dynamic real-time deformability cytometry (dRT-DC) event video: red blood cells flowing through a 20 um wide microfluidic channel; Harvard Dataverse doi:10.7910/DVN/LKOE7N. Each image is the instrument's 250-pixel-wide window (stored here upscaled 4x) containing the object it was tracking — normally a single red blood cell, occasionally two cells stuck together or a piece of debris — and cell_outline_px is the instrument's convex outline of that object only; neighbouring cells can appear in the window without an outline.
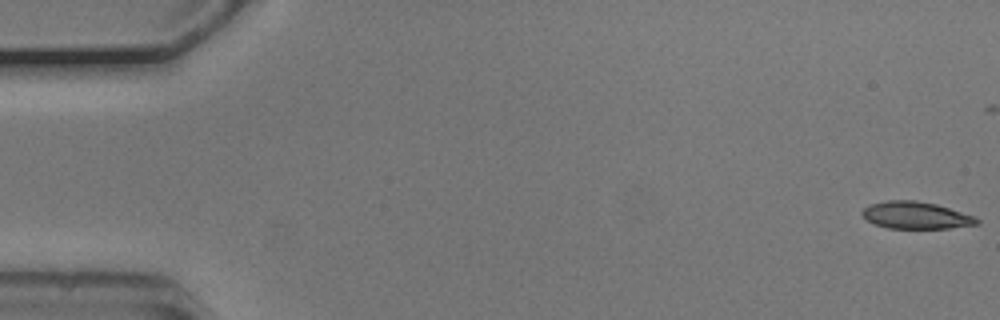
{"species": "common noctule bat (a hibernating species)", "species_latin": "Nyctalus noctula", "temperature_condition": "cold", "stored_images_in_passage": 40, "camera_frame_rate_fps": 3000, "um_per_image_px": 0.085, "animal": {"sex": "male", "body_mass_g": 20.5, "forearm_length_mm": 52.5}, "frame": {"image": 1, "passage_image": 1, "time_ms": 0.0, "image_size_px": [1000, 320], "cell_outline_px": [[980, 224], [948, 228], [888, 228], [876, 224], [868, 220], [860, 212], [868, 204], [888, 200], [916, 200], [936, 204], [976, 216], [980, 220]], "centroid_in_image_um": [77.88, 18.29], "position_along_channel_um": 7.1, "area_um2": 18.15}}
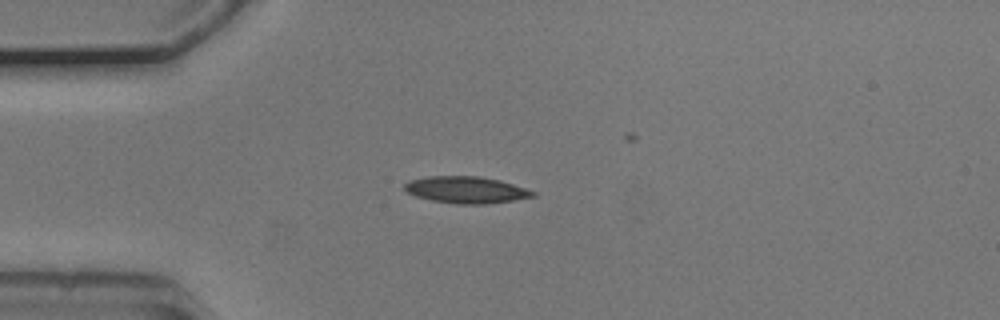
{"frame": {"image": 2, "passage_image": 14, "time_ms": 4.333, "image_size_px": [1000, 320], "cell_outline_px": [[536, 196], [512, 200], [484, 204], [456, 204], [432, 200], [416, 196], [408, 192], [404, 188], [404, 184], [408, 180], [428, 176], [480, 176], [500, 180], [536, 192]], "centroid_in_image_um": [39.6, 16.13], "position_along_channel_um": 45.4, "area_um2": 19.88}}
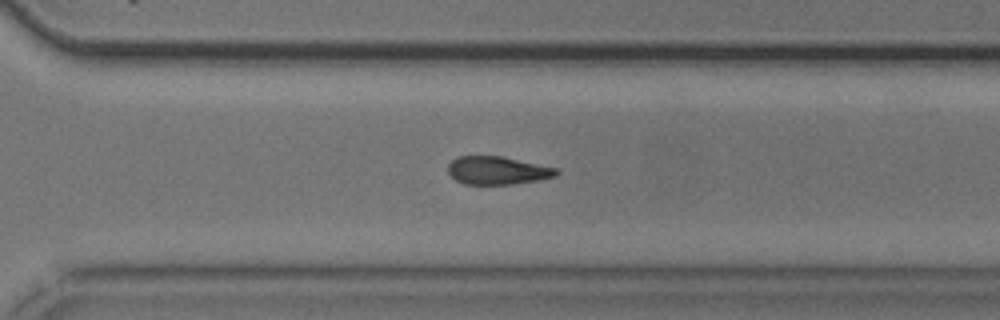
{"frame": {"image": 3, "passage_image": 38, "time_ms": 12.333, "image_size_px": [1000, 320], "cell_outline_px": [[560, 172], [556, 176], [540, 180], [512, 184], [464, 184], [456, 180], [448, 172], [448, 164], [456, 156], [504, 156], [560, 168]], "centroid_in_image_um": [42.34, 14.48], "position_along_channel_um": 328.3, "area_um2": 18.03}}